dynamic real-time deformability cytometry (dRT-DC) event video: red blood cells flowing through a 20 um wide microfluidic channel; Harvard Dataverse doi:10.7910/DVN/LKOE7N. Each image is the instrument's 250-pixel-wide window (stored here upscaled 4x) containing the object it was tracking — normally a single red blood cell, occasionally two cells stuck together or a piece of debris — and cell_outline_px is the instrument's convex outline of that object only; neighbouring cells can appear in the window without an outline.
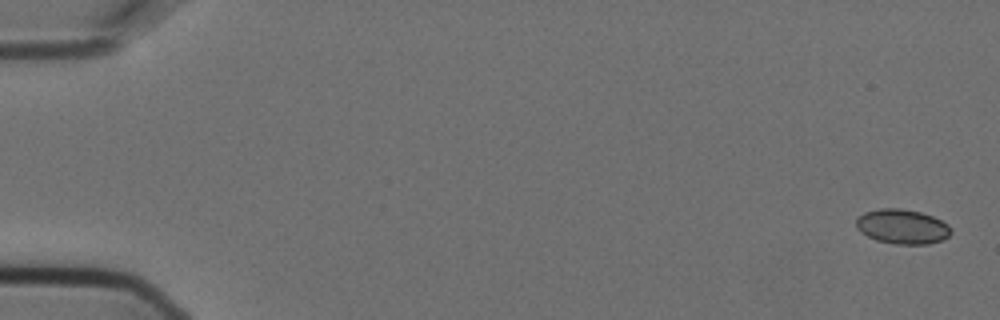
{"species": "Egyptian fruit bat (a non-hibernating species)", "species_latin": "Rousettus aegyptiacus", "temperature_condition": "cold", "stored_images_in_passage": 6, "camera_frame_rate_fps": 3000, "um_per_image_px": 0.085, "animal": {"sex": "female"}, "frame": {"image": 1, "passage_image": 1, "time_ms": 0.0, "image_size_px": [1000, 320], "cell_outline_px": [[952, 232], [944, 240], [928, 244], [896, 244], [876, 240], [860, 232], [856, 228], [856, 220], [864, 212], [880, 208], [900, 208], [920, 212], [932, 216], [948, 224], [952, 228]], "centroid_in_image_um": [76.71, 19.26], "position_along_channel_um": 8.3, "area_um2": 19.25}}